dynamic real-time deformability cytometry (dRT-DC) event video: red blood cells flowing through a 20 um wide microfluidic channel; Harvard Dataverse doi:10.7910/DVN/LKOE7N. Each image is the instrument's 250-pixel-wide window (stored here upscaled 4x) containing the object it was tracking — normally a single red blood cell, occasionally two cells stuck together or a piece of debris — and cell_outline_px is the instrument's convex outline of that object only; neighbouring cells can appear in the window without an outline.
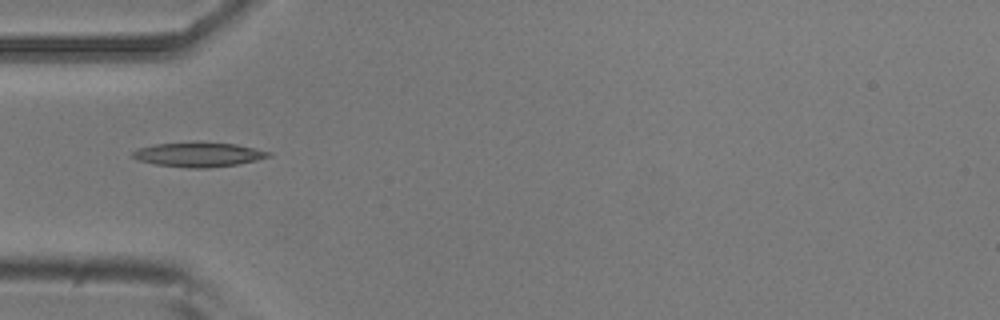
{"species": "common noctule bat (a hibernating species)", "species_latin": "Nyctalus noctula", "temperature_condition": "room temperature", "stored_images_in_passage": 5, "camera_frame_rate_fps": 3000, "um_per_image_px": 0.085, "animal": {"sex": "male", "body_mass_g": 20.5, "forearm_length_mm": 52.5}, "frame": {"image": 1, "passage_image": 5, "time_ms": 1.333, "image_size_px": [1000, 320], "cell_outline_px": [[272, 156], [256, 160], [236, 164], [208, 168], [188, 168], [156, 164], [136, 160], [132, 156], [132, 152], [140, 148], [156, 144], [236, 144], [272, 152]], "centroid_in_image_um": [16.9, 13.17], "position_along_channel_um": 68.1, "area_um2": 18.61}}